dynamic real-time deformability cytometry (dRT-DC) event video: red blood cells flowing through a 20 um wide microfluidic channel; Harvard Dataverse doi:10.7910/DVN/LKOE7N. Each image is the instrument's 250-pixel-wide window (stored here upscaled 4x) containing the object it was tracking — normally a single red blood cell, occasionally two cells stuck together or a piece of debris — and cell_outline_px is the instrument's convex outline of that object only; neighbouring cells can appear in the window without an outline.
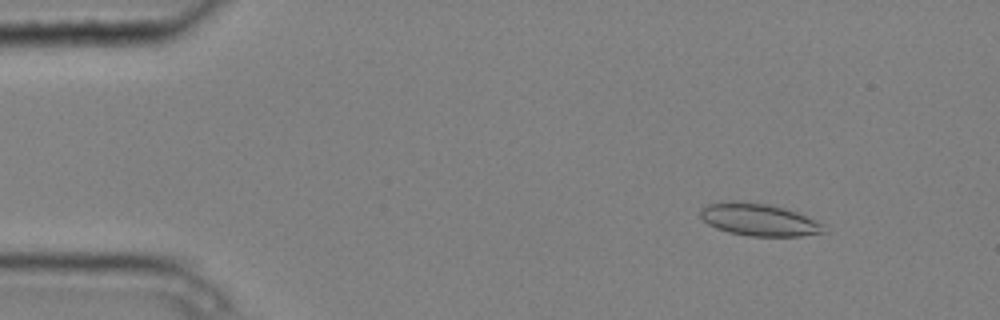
{"species": "common noctule bat (a hibernating species)", "species_latin": "Nyctalus noctula", "temperature_condition": "cold", "stored_images_in_passage": 5, "camera_frame_rate_fps": 3000, "um_per_image_px": 0.085, "animal": {"sex": "male", "body_mass_g": 20.4}, "frame": {"image": 1, "passage_image": 2, "time_ms": 0.333, "image_size_px": [1000, 320], "cell_outline_px": [[824, 232], [800, 236], [748, 236], [728, 232], [716, 228], [708, 224], [700, 216], [700, 208], [708, 204], [724, 200], [736, 200], [768, 204], [784, 208], [796, 212], [824, 224]], "centroid_in_image_um": [64.45, 18.66], "position_along_channel_um": 20.6, "area_um2": 23.35}}
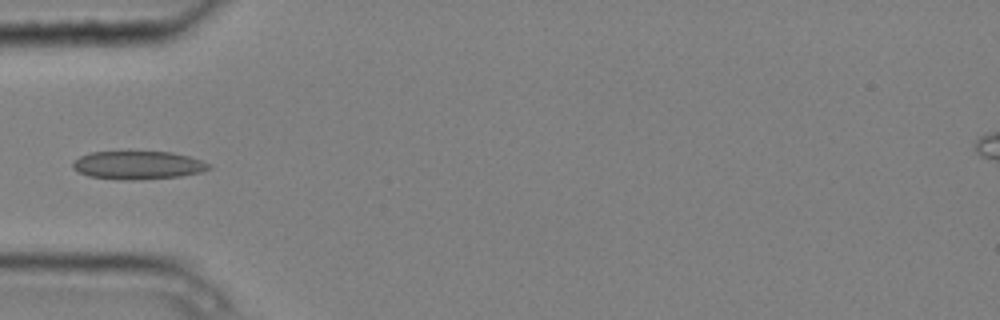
{"frame": {"image": 2, "passage_image": 5, "time_ms": 1.333, "image_size_px": [1000, 320], "cell_outline_px": [[212, 168], [200, 172], [180, 176], [132, 180], [128, 180], [88, 176], [72, 168], [72, 160], [80, 156], [92, 152], [172, 152], [188, 156], [200, 160], [208, 164]], "centroid_in_image_um": [11.69, 14.03], "position_along_channel_um": 73.3, "area_um2": 22.14}}